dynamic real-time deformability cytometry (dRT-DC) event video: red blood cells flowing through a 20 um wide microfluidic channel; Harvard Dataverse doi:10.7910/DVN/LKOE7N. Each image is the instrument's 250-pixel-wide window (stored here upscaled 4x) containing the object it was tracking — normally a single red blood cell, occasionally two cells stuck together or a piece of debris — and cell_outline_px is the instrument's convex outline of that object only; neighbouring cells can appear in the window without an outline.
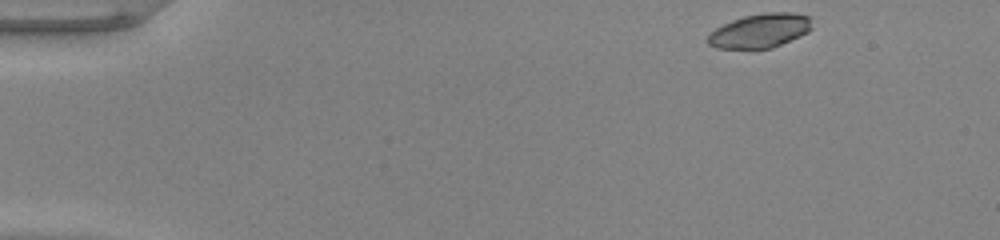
{"species": "common noctule bat (a hibernating species)", "species_latin": "Nyctalus noctula", "temperature_condition": "warm", "stored_images_in_passage": 47, "camera_frame_rate_fps": 3000, "um_per_image_px": 0.085, "animal": {"sex": "male", "body_mass_g": 20.0, "forearm_length_mm": 53.3}, "frame": {"image": 1, "passage_image": 1, "time_ms": 0.0, "image_size_px": [1000, 240], "cell_outline_px": [[812, 28], [808, 32], [800, 36], [772, 48], [716, 48], [708, 44], [708, 32], [732, 20], [744, 16], [764, 12], [792, 12], [808, 16]], "centroid_in_image_um": [64.59, 2.6], "position_along_channel_um": 20.4, "area_um2": 20.63}}
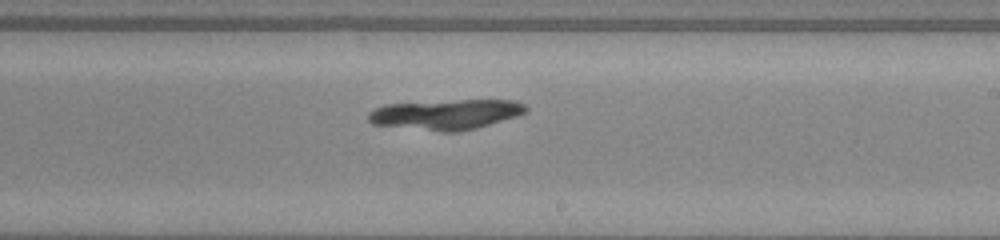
{"frame": {"image": 2, "passage_image": 27, "time_ms": 8.667, "image_size_px": [1000, 240], "cell_outline_px": [[528, 112], [516, 116], [476, 128], [460, 132], [440, 132], [372, 124], [368, 120], [368, 112], [384, 104], [460, 100], [516, 100], [524, 104], [528, 108]], "centroid_in_image_um": [37.91, 9.73], "position_along_channel_um": 251.1, "area_um2": 27.74}}
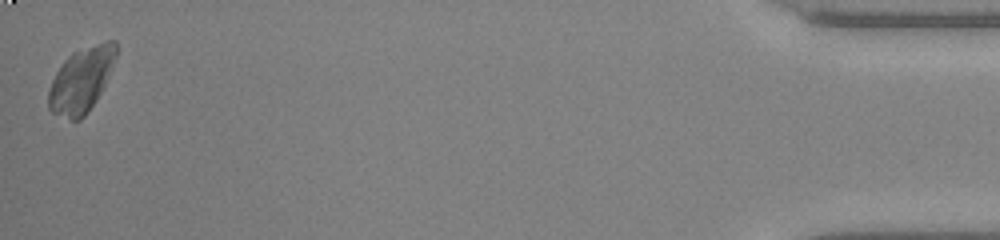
{"frame": {"image": 3, "passage_image": 47, "time_ms": 15.333, "image_size_px": [1000, 240], "cell_outline_px": [[116, 56], [112, 68], [96, 100], [88, 112], [80, 120], [72, 120], [52, 112], [48, 108], [48, 92], [52, 80], [56, 72], [64, 60], [72, 52], [104, 40], [116, 40]], "centroid_in_image_um": [6.91, 6.78], "position_along_channel_um": 428.3, "area_um2": 25.37}, "authors_computed_cell_mechanics": {"area_um2": 26.9348, "velocity_mm_per_s": 3.9458, "shape_relaxation_time_tau1_ms": 1.848, "shape_relaxation_time_tau2_ms": 1.779, "deformation_change_tau1": 0.0615, "deformation_change_tau2": 0.0607}}